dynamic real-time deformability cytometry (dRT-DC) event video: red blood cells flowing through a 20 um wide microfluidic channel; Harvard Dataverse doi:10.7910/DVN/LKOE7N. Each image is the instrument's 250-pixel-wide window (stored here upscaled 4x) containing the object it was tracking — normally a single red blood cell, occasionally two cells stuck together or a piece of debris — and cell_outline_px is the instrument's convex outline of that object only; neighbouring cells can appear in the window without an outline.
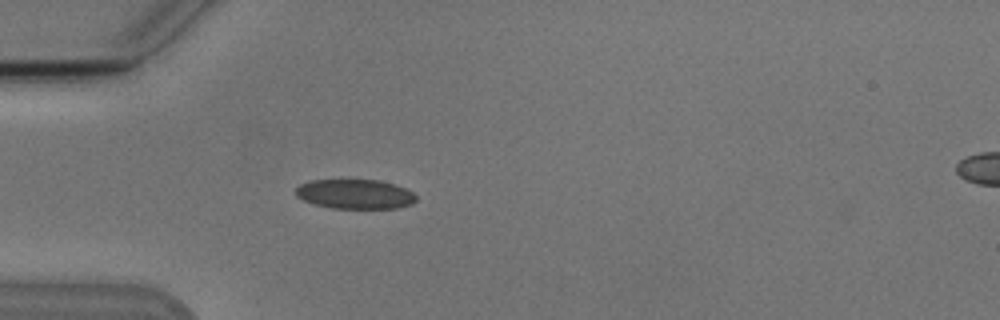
{"species": "Egyptian fruit bat (a non-hibernating species)", "species_latin": "Rousettus aegyptiacus", "temperature_condition": "cold", "stored_images_in_passage": 4, "camera_frame_rate_fps": 3000, "um_per_image_px": 0.085, "animal": {"sex": "male"}, "frame": {"image": 1, "passage_image": 4, "time_ms": 3.667, "image_size_px": [1000, 320], "cell_outline_px": [[416, 200], [412, 204], [400, 208], [332, 208], [316, 204], [304, 200], [296, 196], [296, 188], [300, 184], [312, 180], [380, 180], [396, 184], [412, 192], [416, 196]], "centroid_in_image_um": [30.21, 16.49], "position_along_channel_um": 54.8, "area_um2": 20.69}}